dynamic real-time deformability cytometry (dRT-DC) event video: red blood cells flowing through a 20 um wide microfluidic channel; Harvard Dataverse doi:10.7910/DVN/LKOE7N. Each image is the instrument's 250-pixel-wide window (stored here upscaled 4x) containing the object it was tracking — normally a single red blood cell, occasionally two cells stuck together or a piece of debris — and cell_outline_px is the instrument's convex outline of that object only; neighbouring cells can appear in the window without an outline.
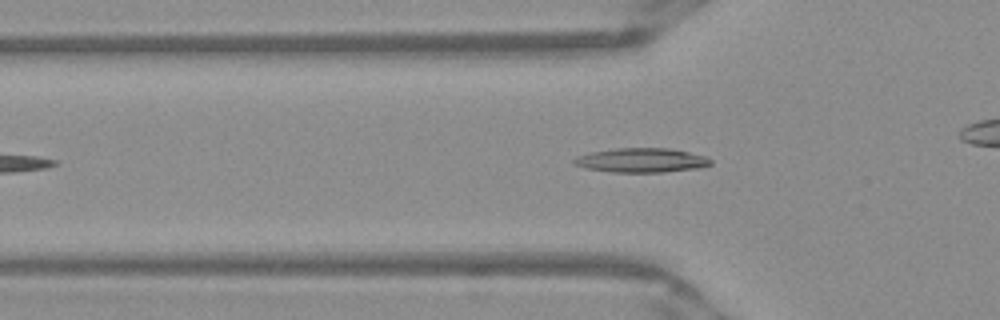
{"species": "Egyptian fruit bat (a non-hibernating species)", "species_latin": "Rousettus aegyptiacus", "temperature_condition": "warm", "stored_images_in_passage": 40, "camera_frame_rate_fps": 3000, "um_per_image_px": 0.085, "frame": {"image": 1, "passage_image": 9, "time_ms": 2.667, "image_size_px": [1000, 320], "cell_outline_px": [[712, 164], [696, 168], [664, 172], [612, 172], [588, 168], [572, 164], [572, 160], [576, 156], [592, 152], [616, 148], [668, 148], [688, 152], [704, 156], [712, 160]], "centroid_in_image_um": [54.5, 13.62], "position_along_channel_um": 71.3, "area_um2": 19.19}}
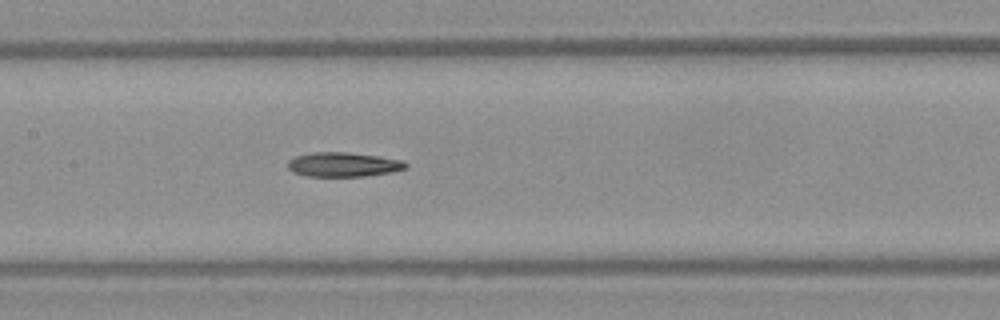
{"frame": {"image": 2, "passage_image": 17, "time_ms": 5.333, "image_size_px": [1000, 320], "cell_outline_px": [[408, 168], [392, 172], [364, 176], [304, 176], [292, 172], [288, 168], [288, 160], [296, 156], [312, 152], [348, 152], [380, 156], [404, 160], [408, 164]], "centroid_in_image_um": [29.2, 13.98], "position_along_channel_um": 178.2, "area_um2": 16.99}}
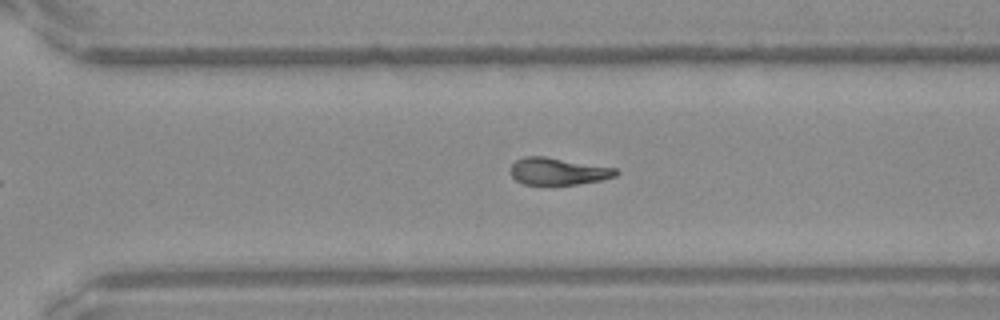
{"frame": {"image": 3, "passage_image": 28, "time_ms": 9.0, "image_size_px": [1000, 320], "cell_outline_px": [[620, 172], [616, 176], [600, 180], [576, 184], [524, 184], [516, 180], [508, 172], [508, 168], [516, 160], [524, 156], [544, 156], [616, 168]], "centroid_in_image_um": [47.4, 14.55], "position_along_channel_um": 323.2, "area_um2": 16.65}, "authors_computed_cell_mechanics": {"area_um2": 17.1377, "velocity_mm_per_s": 3.9629, "shape_relaxation_time_tau1_ms": null, "shape_relaxation_time_tau2_ms": 5.9552, "deformation_change_tau1": null, "deformation_change_tau2": 0.1743}}